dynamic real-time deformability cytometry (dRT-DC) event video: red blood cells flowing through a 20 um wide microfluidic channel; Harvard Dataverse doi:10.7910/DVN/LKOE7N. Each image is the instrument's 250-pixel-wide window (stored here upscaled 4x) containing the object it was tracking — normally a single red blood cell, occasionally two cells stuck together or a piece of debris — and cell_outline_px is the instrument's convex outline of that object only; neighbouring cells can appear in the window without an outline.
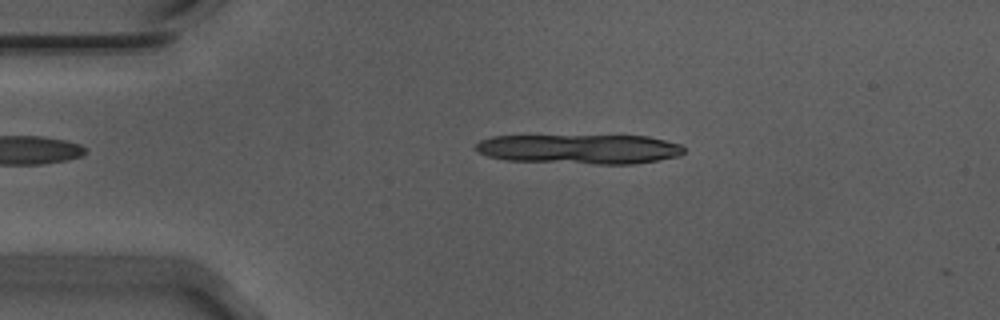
{"species": "Egyptian fruit bat (a non-hibernating species)", "species_latin": "Rousettus aegyptiacus", "temperature_condition": "warm", "stored_images_in_passage": 3, "camera_frame_rate_fps": 3000, "um_per_image_px": 0.085, "animal": {"sex": "male"}, "frame": {"image": 1, "passage_image": 1, "time_ms": 0.0, "image_size_px": [1000, 320], "cell_outline_px": [[688, 148], [680, 156], [632, 164], [596, 164], [504, 160], [488, 156], [476, 152], [476, 144], [480, 140], [492, 136], [648, 136], [680, 144]], "centroid_in_image_um": [49.28, 12.67], "position_along_channel_um": 35.7, "area_um2": 36.07}}